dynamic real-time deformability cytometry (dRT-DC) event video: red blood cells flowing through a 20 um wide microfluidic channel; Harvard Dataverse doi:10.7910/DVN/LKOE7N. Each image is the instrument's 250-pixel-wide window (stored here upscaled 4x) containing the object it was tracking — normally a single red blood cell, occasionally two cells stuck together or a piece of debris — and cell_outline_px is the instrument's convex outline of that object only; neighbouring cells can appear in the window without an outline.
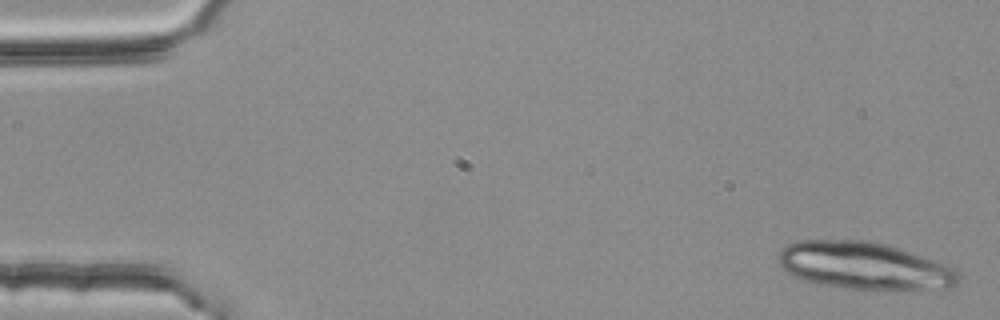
{"species": "common noctule bat (a hibernating species)", "species_latin": "Nyctalus noctula", "temperature_condition": "room temperature", "stored_images_in_passage": 3, "camera_frame_rate_fps": 3000, "um_per_image_px": 0.085, "animal": {"sex": "female", "body_mass_g": 25.1}, "frame": {"image": 1, "passage_image": 1, "time_ms": 0.0, "image_size_px": [1000, 320], "cell_outline_px": [[956, 284], [948, 288], [900, 292], [896, 292], [844, 288], [816, 284], [800, 280], [784, 272], [776, 256], [788, 244], [800, 240], [872, 240], [956, 268]], "centroid_in_image_um": [73.41, 22.64], "position_along_channel_um": 11.6, "area_um2": 50.46}}